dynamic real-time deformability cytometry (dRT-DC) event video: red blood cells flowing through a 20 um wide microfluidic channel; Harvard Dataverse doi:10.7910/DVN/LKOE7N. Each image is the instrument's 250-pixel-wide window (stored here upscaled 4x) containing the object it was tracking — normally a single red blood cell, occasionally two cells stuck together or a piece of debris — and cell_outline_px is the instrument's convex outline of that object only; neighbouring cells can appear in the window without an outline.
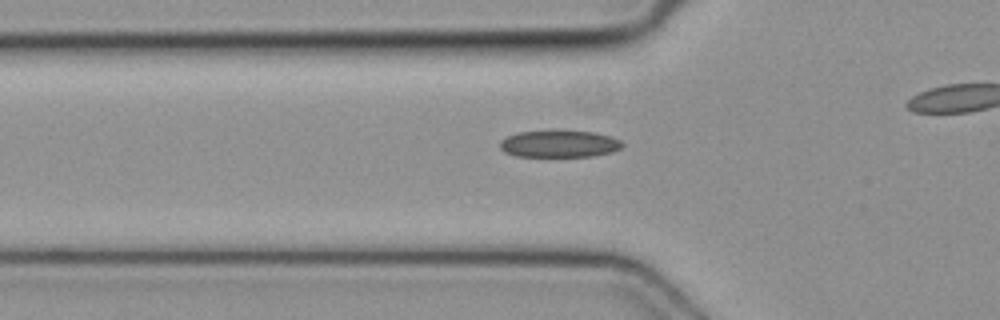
{"species": "common noctule bat (a hibernating species)", "species_latin": "Nyctalus noctula", "temperature_condition": "cold", "stored_images_in_passage": 27, "camera_frame_rate_fps": 3000, "um_per_image_px": 0.085, "animal": {"sex": "female", "body_mass_g": 19.3, "forearm_length_mm": 54.1}, "frame": {"image": 1, "passage_image": 4, "time_ms": 1.0, "image_size_px": [1000, 320], "cell_outline_px": [[624, 144], [620, 148], [612, 152], [592, 156], [516, 156], [504, 152], [500, 148], [500, 140], [516, 132], [552, 128], [596, 132], [620, 140]], "centroid_in_image_um": [47.5, 12.18], "position_along_channel_um": 78.3, "area_um2": 19.94}}
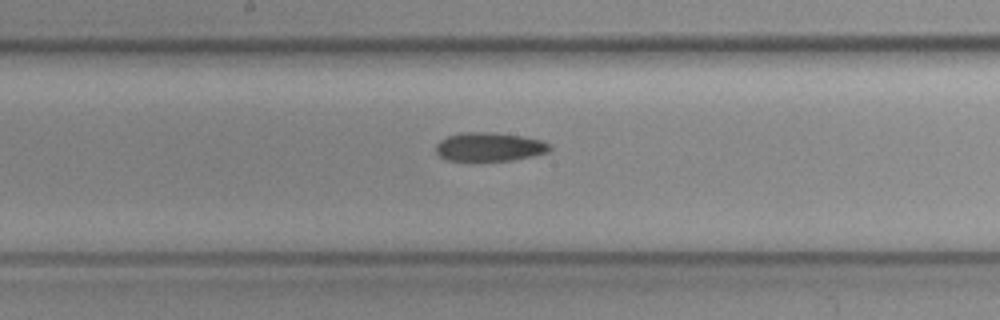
{"frame": {"image": 2, "passage_image": 13, "time_ms": 4.0, "image_size_px": [1000, 320], "cell_outline_px": [[552, 148], [548, 152], [532, 156], [512, 160], [448, 160], [440, 156], [436, 152], [436, 144], [440, 140], [448, 136], [464, 132], [492, 132], [520, 136], [540, 140], [548, 144]], "centroid_in_image_um": [41.58, 12.48], "position_along_channel_um": 206.6, "area_um2": 18.79}}
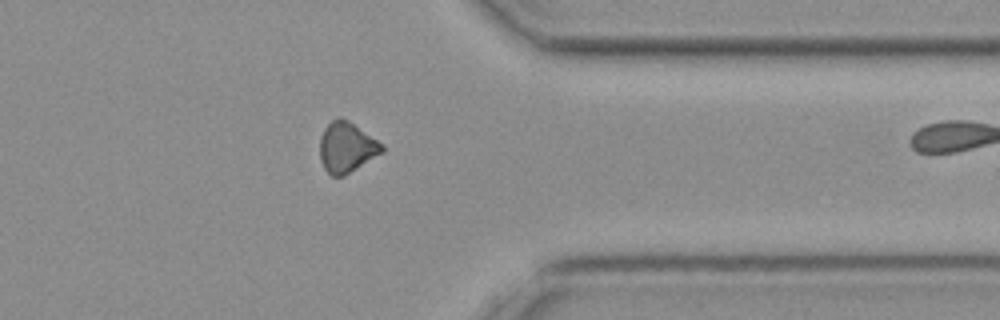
{"frame": {"image": 3, "passage_image": 26, "time_ms": 8.333, "image_size_px": [1000, 320], "cell_outline_px": [[384, 152], [344, 176], [332, 176], [324, 168], [320, 160], [320, 136], [324, 128], [332, 120], [340, 116], [348, 120], [384, 144]], "centroid_in_image_um": [29.47, 12.52], "position_along_channel_um": 381.9, "area_um2": 18.38}}